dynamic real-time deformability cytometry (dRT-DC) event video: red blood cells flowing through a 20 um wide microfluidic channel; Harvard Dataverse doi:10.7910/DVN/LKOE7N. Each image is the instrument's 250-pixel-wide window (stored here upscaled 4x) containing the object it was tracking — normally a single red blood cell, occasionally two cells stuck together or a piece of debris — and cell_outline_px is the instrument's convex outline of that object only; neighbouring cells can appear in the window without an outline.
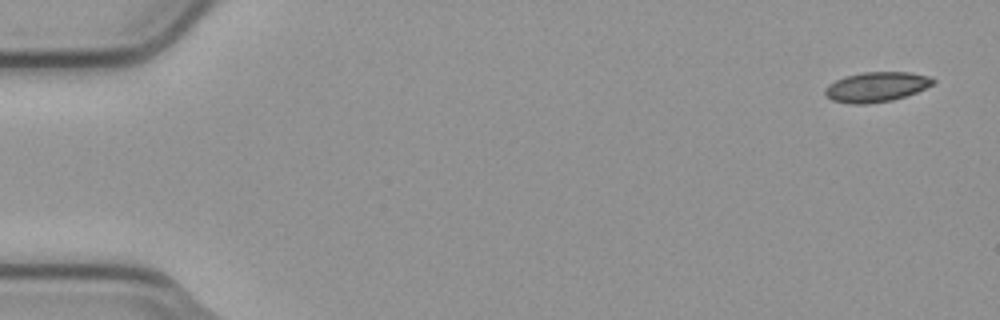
{"species": "common noctule bat (a hibernating species)", "species_latin": "Nyctalus noctula", "temperature_condition": "cold", "stored_images_in_passage": 5, "camera_frame_rate_fps": 3000, "um_per_image_px": 0.085, "animal": {"sex": "male", "body_mass_g": 23.1, "forearm_length_mm": 52.7}, "frame": {"image": 1, "passage_image": 1, "time_ms": 0.0, "image_size_px": [1000, 320], "cell_outline_px": [[936, 80], [932, 84], [916, 92], [892, 100], [864, 104], [852, 104], [832, 100], [824, 96], [824, 88], [828, 84], [844, 76], [860, 72], [908, 72], [932, 76]], "centroid_in_image_um": [74.45, 7.37], "position_along_channel_um": 10.5, "area_um2": 18.9}}
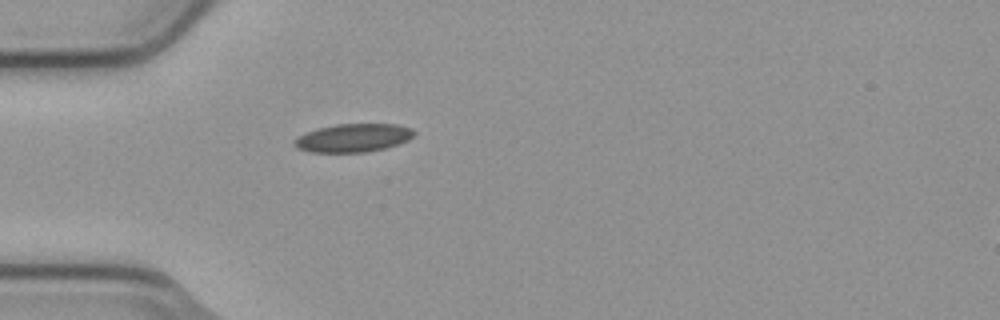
{"frame": {"image": 2, "passage_image": 5, "time_ms": 1.333, "image_size_px": [1000, 320], "cell_outline_px": [[416, 132], [408, 140], [384, 148], [364, 152], [308, 152], [292, 144], [292, 140], [316, 128], [336, 124], [396, 124], [412, 128]], "centroid_in_image_um": [30.01, 11.71], "position_along_channel_um": 55.0, "area_um2": 19.59}}